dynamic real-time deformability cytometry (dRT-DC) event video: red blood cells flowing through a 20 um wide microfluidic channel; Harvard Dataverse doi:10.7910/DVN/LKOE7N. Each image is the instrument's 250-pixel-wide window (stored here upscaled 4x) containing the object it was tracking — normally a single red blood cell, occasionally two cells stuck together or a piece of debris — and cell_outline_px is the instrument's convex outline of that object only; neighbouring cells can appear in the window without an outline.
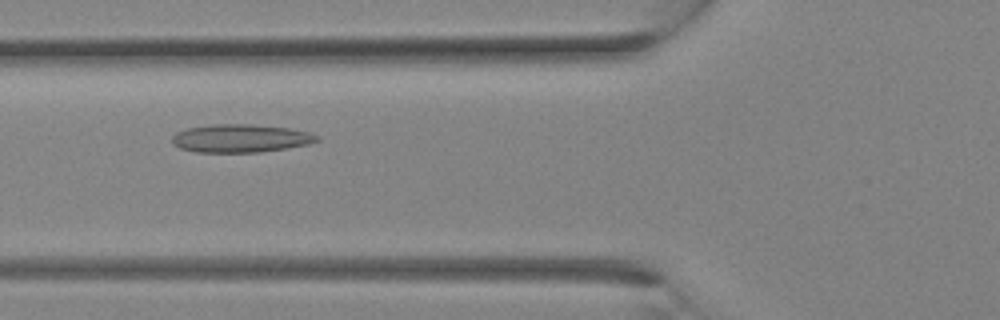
{"species": "Egyptian fruit bat (a non-hibernating species)", "species_latin": "Rousettus aegyptiacus", "temperature_condition": "room temperature", "stored_images_in_passage": 11, "camera_frame_rate_fps": 3000, "um_per_image_px": 0.085, "animal": {"sex": "female"}, "frame": {"image": 1, "passage_image": 4, "time_ms": 1.0, "image_size_px": [1000, 320], "cell_outline_px": [[320, 140], [308, 144], [288, 148], [260, 152], [196, 152], [180, 148], [172, 144], [172, 136], [176, 132], [188, 128], [212, 124], [252, 124], [288, 128], [308, 132], [320, 136]], "centroid_in_image_um": [20.45, 11.76], "position_along_channel_um": 105.4, "area_um2": 23.81}}
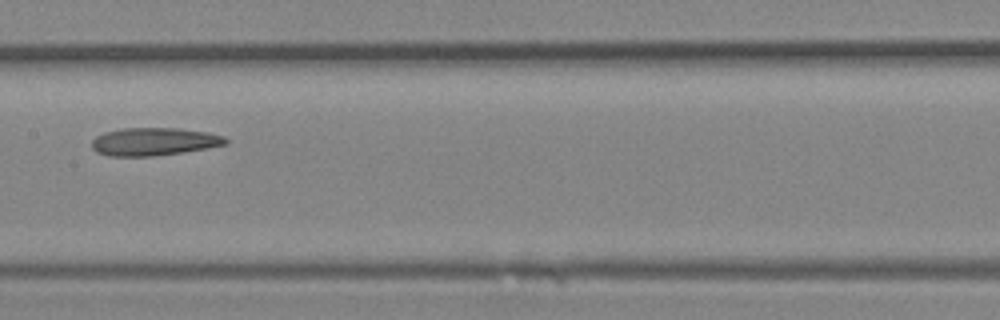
{"frame": {"image": 2, "passage_image": 8, "time_ms": 2.333, "image_size_px": [1000, 320], "cell_outline_px": [[228, 144], [208, 148], [184, 152], [152, 156], [108, 156], [96, 152], [92, 148], [92, 140], [96, 136], [104, 132], [124, 128], [180, 128], [208, 132], [224, 136], [228, 140]], "centroid_in_image_um": [13.1, 12.04], "position_along_channel_um": 194.3, "area_um2": 21.91}}
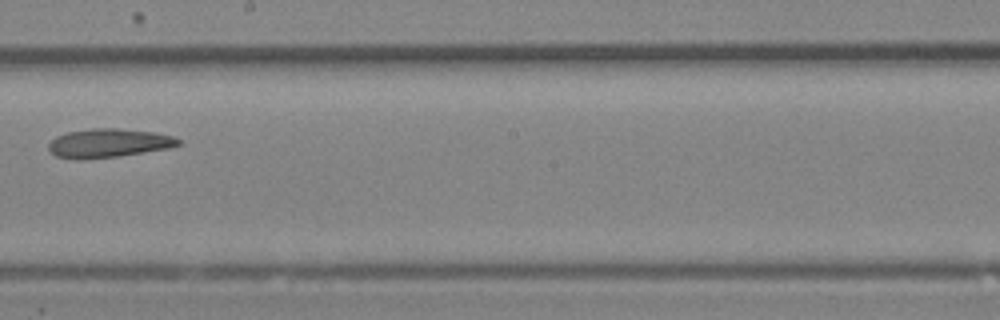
{"frame": {"image": 3, "passage_image": 10, "time_ms": 3.0, "image_size_px": [1000, 320], "cell_outline_px": [[180, 144], [168, 148], [120, 156], [80, 160], [76, 160], [56, 156], [48, 148], [48, 144], [56, 136], [68, 132], [92, 128], [116, 128], [152, 132], [172, 136], [180, 140]], "centroid_in_image_um": [9.19, 12.17], "position_along_channel_um": 239.0, "area_um2": 21.68}}